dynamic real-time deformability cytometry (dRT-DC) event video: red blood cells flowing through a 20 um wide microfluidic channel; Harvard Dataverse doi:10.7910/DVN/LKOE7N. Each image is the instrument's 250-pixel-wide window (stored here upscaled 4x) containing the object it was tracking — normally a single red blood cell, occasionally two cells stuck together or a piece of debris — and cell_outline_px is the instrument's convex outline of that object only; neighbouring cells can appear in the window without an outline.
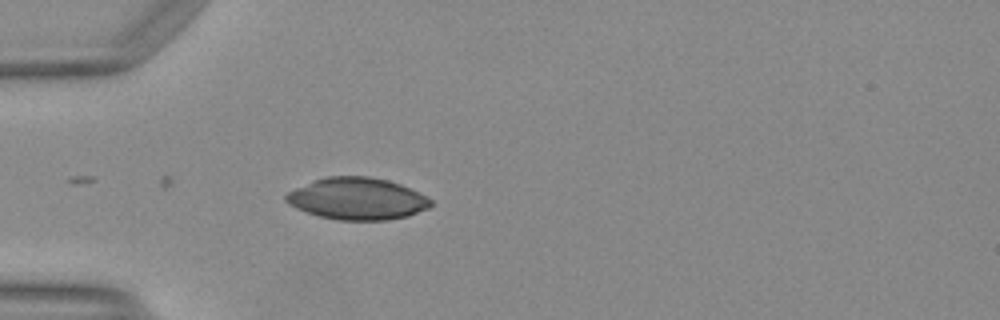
{"species": "Egyptian fruit bat (a non-hibernating species)", "species_latin": "Rousettus aegyptiacus", "temperature_condition": "warm", "stored_images_in_passage": 14, "camera_frame_rate_fps": 3000, "um_per_image_px": 0.085, "animal": {"sex": "female"}, "frame": {"image": 1, "passage_image": 1, "time_ms": 0.0, "image_size_px": [1000, 320], "cell_outline_px": [[432, 204], [428, 208], [408, 216], [384, 220], [340, 220], [320, 216], [296, 208], [288, 204], [284, 200], [284, 196], [288, 192], [312, 180], [328, 176], [368, 176], [388, 180], [400, 184], [432, 200]], "centroid_in_image_um": [30.33, 16.88], "position_along_channel_um": 54.7, "area_um2": 35.14}}
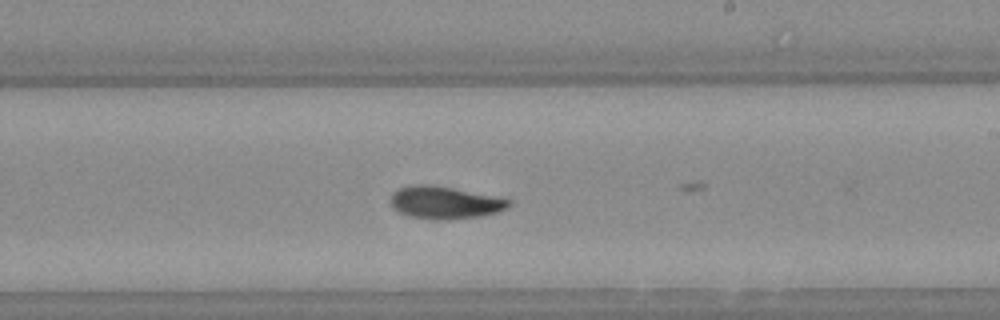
{"frame": {"image": 2, "passage_image": 12, "time_ms": 3.667, "image_size_px": [1000, 320], "cell_outline_px": [[508, 204], [504, 208], [496, 212], [480, 216], [444, 220], [432, 220], [408, 216], [392, 208], [392, 192], [400, 188], [412, 184], [428, 184], [452, 188], [508, 200]], "centroid_in_image_um": [37.69, 17.23], "position_along_channel_um": 251.3, "area_um2": 21.79}}